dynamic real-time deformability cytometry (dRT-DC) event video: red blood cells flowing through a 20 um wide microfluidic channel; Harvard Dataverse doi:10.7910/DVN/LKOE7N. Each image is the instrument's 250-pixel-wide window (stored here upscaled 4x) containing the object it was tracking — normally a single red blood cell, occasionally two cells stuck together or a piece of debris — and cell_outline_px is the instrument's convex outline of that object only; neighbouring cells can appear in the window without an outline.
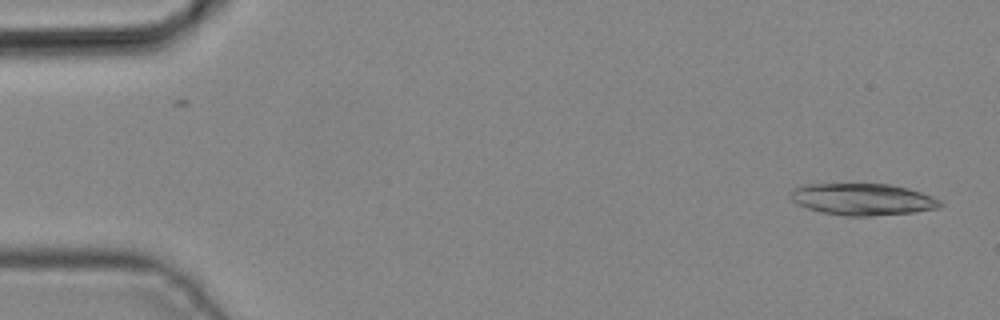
{"species": "common noctule bat (a hibernating species)", "species_latin": "Nyctalus noctula", "temperature_condition": "cold", "stored_images_in_passage": 2, "camera_frame_rate_fps": 3000, "um_per_image_px": 0.085, "animal": {"sex": "male", "body_mass_g": 19.2, "forearm_length_mm": 51.8}, "frame": {"image": 1, "passage_image": 2, "time_ms": 0.333, "image_size_px": [1000, 320], "cell_outline_px": [[944, 204], [936, 208], [916, 212], [872, 216], [844, 216], [820, 212], [796, 204], [788, 196], [788, 192], [792, 188], [804, 184], [888, 184], [908, 188], [932, 196], [940, 200]], "centroid_in_image_um": [73.27, 16.94], "position_along_channel_um": 11.7, "area_um2": 27.98}}